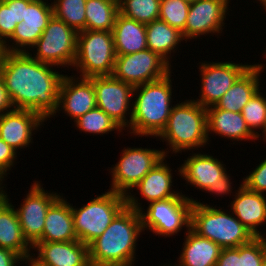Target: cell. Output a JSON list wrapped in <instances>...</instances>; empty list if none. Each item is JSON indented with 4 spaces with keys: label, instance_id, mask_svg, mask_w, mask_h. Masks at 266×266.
I'll list each match as a JSON object with an SVG mask.
<instances>
[{
    "label": "cell",
    "instance_id": "603a6c76",
    "mask_svg": "<svg viewBox=\"0 0 266 266\" xmlns=\"http://www.w3.org/2000/svg\"><path fill=\"white\" fill-rule=\"evenodd\" d=\"M207 110V136L216 134L221 138L233 141H252L257 137L250 131L241 112H229L218 109L215 105L206 108Z\"/></svg>",
    "mask_w": 266,
    "mask_h": 266
},
{
    "label": "cell",
    "instance_id": "6da1fadb",
    "mask_svg": "<svg viewBox=\"0 0 266 266\" xmlns=\"http://www.w3.org/2000/svg\"><path fill=\"white\" fill-rule=\"evenodd\" d=\"M56 67L35 60L27 52H5L0 75L14 109L31 110L50 120L57 110L64 76Z\"/></svg>",
    "mask_w": 266,
    "mask_h": 266
},
{
    "label": "cell",
    "instance_id": "7dc6e473",
    "mask_svg": "<svg viewBox=\"0 0 266 266\" xmlns=\"http://www.w3.org/2000/svg\"><path fill=\"white\" fill-rule=\"evenodd\" d=\"M255 2L263 6L264 10L266 11V0H256Z\"/></svg>",
    "mask_w": 266,
    "mask_h": 266
},
{
    "label": "cell",
    "instance_id": "f6af8a7d",
    "mask_svg": "<svg viewBox=\"0 0 266 266\" xmlns=\"http://www.w3.org/2000/svg\"><path fill=\"white\" fill-rule=\"evenodd\" d=\"M90 266H134L130 263H113V264H100V265H90Z\"/></svg>",
    "mask_w": 266,
    "mask_h": 266
},
{
    "label": "cell",
    "instance_id": "5bb4252c",
    "mask_svg": "<svg viewBox=\"0 0 266 266\" xmlns=\"http://www.w3.org/2000/svg\"><path fill=\"white\" fill-rule=\"evenodd\" d=\"M33 182L20 207L15 209L23 236L31 246L42 237L47 210L61 196L60 192L45 191L41 181Z\"/></svg>",
    "mask_w": 266,
    "mask_h": 266
},
{
    "label": "cell",
    "instance_id": "ab89813d",
    "mask_svg": "<svg viewBox=\"0 0 266 266\" xmlns=\"http://www.w3.org/2000/svg\"><path fill=\"white\" fill-rule=\"evenodd\" d=\"M216 266H241V245L222 249Z\"/></svg>",
    "mask_w": 266,
    "mask_h": 266
},
{
    "label": "cell",
    "instance_id": "8fae6325",
    "mask_svg": "<svg viewBox=\"0 0 266 266\" xmlns=\"http://www.w3.org/2000/svg\"><path fill=\"white\" fill-rule=\"evenodd\" d=\"M158 53L146 49L133 54L117 55L112 76L134 87L160 80L172 72Z\"/></svg>",
    "mask_w": 266,
    "mask_h": 266
},
{
    "label": "cell",
    "instance_id": "2e32d148",
    "mask_svg": "<svg viewBox=\"0 0 266 266\" xmlns=\"http://www.w3.org/2000/svg\"><path fill=\"white\" fill-rule=\"evenodd\" d=\"M47 1L33 0L25 8L23 21L17 24L12 36L3 44L5 52L32 53V47L41 37L53 16L52 3Z\"/></svg>",
    "mask_w": 266,
    "mask_h": 266
},
{
    "label": "cell",
    "instance_id": "f1b7e54d",
    "mask_svg": "<svg viewBox=\"0 0 266 266\" xmlns=\"http://www.w3.org/2000/svg\"><path fill=\"white\" fill-rule=\"evenodd\" d=\"M146 39L148 49L158 53L170 65L172 57L175 56L174 53L178 51L179 46H182L181 42L185 41L179 29L171 27L161 19L146 24Z\"/></svg>",
    "mask_w": 266,
    "mask_h": 266
},
{
    "label": "cell",
    "instance_id": "d590c367",
    "mask_svg": "<svg viewBox=\"0 0 266 266\" xmlns=\"http://www.w3.org/2000/svg\"><path fill=\"white\" fill-rule=\"evenodd\" d=\"M266 258V237H255L241 245V266H262Z\"/></svg>",
    "mask_w": 266,
    "mask_h": 266
},
{
    "label": "cell",
    "instance_id": "8d00e7d4",
    "mask_svg": "<svg viewBox=\"0 0 266 266\" xmlns=\"http://www.w3.org/2000/svg\"><path fill=\"white\" fill-rule=\"evenodd\" d=\"M13 0L0 1V43L4 44L14 33Z\"/></svg>",
    "mask_w": 266,
    "mask_h": 266
},
{
    "label": "cell",
    "instance_id": "f35d334b",
    "mask_svg": "<svg viewBox=\"0 0 266 266\" xmlns=\"http://www.w3.org/2000/svg\"><path fill=\"white\" fill-rule=\"evenodd\" d=\"M19 153V151L14 150L0 138V182L2 184H4L3 181L7 180L6 176L9 174L8 172L17 163V154Z\"/></svg>",
    "mask_w": 266,
    "mask_h": 266
},
{
    "label": "cell",
    "instance_id": "ba28073f",
    "mask_svg": "<svg viewBox=\"0 0 266 266\" xmlns=\"http://www.w3.org/2000/svg\"><path fill=\"white\" fill-rule=\"evenodd\" d=\"M116 56L112 31L78 32L73 69L80 77L112 76Z\"/></svg>",
    "mask_w": 266,
    "mask_h": 266
},
{
    "label": "cell",
    "instance_id": "3957f363",
    "mask_svg": "<svg viewBox=\"0 0 266 266\" xmlns=\"http://www.w3.org/2000/svg\"><path fill=\"white\" fill-rule=\"evenodd\" d=\"M171 73L134 87L131 124L126 132L138 137H157L166 127L173 108Z\"/></svg>",
    "mask_w": 266,
    "mask_h": 266
},
{
    "label": "cell",
    "instance_id": "f546056e",
    "mask_svg": "<svg viewBox=\"0 0 266 266\" xmlns=\"http://www.w3.org/2000/svg\"><path fill=\"white\" fill-rule=\"evenodd\" d=\"M118 13L117 0H86V30L112 31Z\"/></svg>",
    "mask_w": 266,
    "mask_h": 266
},
{
    "label": "cell",
    "instance_id": "cb8c5ba5",
    "mask_svg": "<svg viewBox=\"0 0 266 266\" xmlns=\"http://www.w3.org/2000/svg\"><path fill=\"white\" fill-rule=\"evenodd\" d=\"M266 64L255 63L251 65L224 94L215 105L218 109L229 112H241L259 89L260 80ZM264 69V70H263Z\"/></svg>",
    "mask_w": 266,
    "mask_h": 266
},
{
    "label": "cell",
    "instance_id": "4316f807",
    "mask_svg": "<svg viewBox=\"0 0 266 266\" xmlns=\"http://www.w3.org/2000/svg\"><path fill=\"white\" fill-rule=\"evenodd\" d=\"M185 239L177 263L162 266H216L222 248L208 238L195 233L191 228L184 233ZM179 260V261H178ZM171 264V265H170Z\"/></svg>",
    "mask_w": 266,
    "mask_h": 266
},
{
    "label": "cell",
    "instance_id": "277c9868",
    "mask_svg": "<svg viewBox=\"0 0 266 266\" xmlns=\"http://www.w3.org/2000/svg\"><path fill=\"white\" fill-rule=\"evenodd\" d=\"M181 102V103H180ZM166 142L167 149H162L164 155L199 151L208 142L207 136V110L193 99L177 100L173 106L166 127L156 137ZM168 150V151H167ZM170 150V151H169Z\"/></svg>",
    "mask_w": 266,
    "mask_h": 266
},
{
    "label": "cell",
    "instance_id": "e575fe53",
    "mask_svg": "<svg viewBox=\"0 0 266 266\" xmlns=\"http://www.w3.org/2000/svg\"><path fill=\"white\" fill-rule=\"evenodd\" d=\"M189 7L190 3L183 0H160L159 19L182 32L185 29Z\"/></svg>",
    "mask_w": 266,
    "mask_h": 266
},
{
    "label": "cell",
    "instance_id": "ac0fdd59",
    "mask_svg": "<svg viewBox=\"0 0 266 266\" xmlns=\"http://www.w3.org/2000/svg\"><path fill=\"white\" fill-rule=\"evenodd\" d=\"M32 250L31 266H90L88 245L79 240L36 242Z\"/></svg>",
    "mask_w": 266,
    "mask_h": 266
},
{
    "label": "cell",
    "instance_id": "60d3db41",
    "mask_svg": "<svg viewBox=\"0 0 266 266\" xmlns=\"http://www.w3.org/2000/svg\"><path fill=\"white\" fill-rule=\"evenodd\" d=\"M230 175V176H229ZM231 174H228V172L223 175L220 180H218V182L212 186H210L209 188H207V190L205 191L206 193H210V194H214L213 196H220L223 198V195H231V193L233 194V182H231L232 178H231ZM231 178V179H230ZM230 193V194H229Z\"/></svg>",
    "mask_w": 266,
    "mask_h": 266
},
{
    "label": "cell",
    "instance_id": "83f0119b",
    "mask_svg": "<svg viewBox=\"0 0 266 266\" xmlns=\"http://www.w3.org/2000/svg\"><path fill=\"white\" fill-rule=\"evenodd\" d=\"M116 55L133 54L148 49L146 25L118 13L112 29Z\"/></svg>",
    "mask_w": 266,
    "mask_h": 266
},
{
    "label": "cell",
    "instance_id": "4fadbf2b",
    "mask_svg": "<svg viewBox=\"0 0 266 266\" xmlns=\"http://www.w3.org/2000/svg\"><path fill=\"white\" fill-rule=\"evenodd\" d=\"M201 89L199 98L194 101L202 107L208 108L216 105L238 78L251 66L249 63L225 62H199Z\"/></svg>",
    "mask_w": 266,
    "mask_h": 266
},
{
    "label": "cell",
    "instance_id": "ee69618b",
    "mask_svg": "<svg viewBox=\"0 0 266 266\" xmlns=\"http://www.w3.org/2000/svg\"><path fill=\"white\" fill-rule=\"evenodd\" d=\"M32 1L33 0H13L14 22L18 24L23 21L25 8H27Z\"/></svg>",
    "mask_w": 266,
    "mask_h": 266
},
{
    "label": "cell",
    "instance_id": "7bdbcfd3",
    "mask_svg": "<svg viewBox=\"0 0 266 266\" xmlns=\"http://www.w3.org/2000/svg\"><path fill=\"white\" fill-rule=\"evenodd\" d=\"M13 109L14 107L5 88L4 81L0 75V115L9 112Z\"/></svg>",
    "mask_w": 266,
    "mask_h": 266
},
{
    "label": "cell",
    "instance_id": "1f68e13d",
    "mask_svg": "<svg viewBox=\"0 0 266 266\" xmlns=\"http://www.w3.org/2000/svg\"><path fill=\"white\" fill-rule=\"evenodd\" d=\"M119 13L142 24L159 19L160 0H119Z\"/></svg>",
    "mask_w": 266,
    "mask_h": 266
},
{
    "label": "cell",
    "instance_id": "7a4b0ae2",
    "mask_svg": "<svg viewBox=\"0 0 266 266\" xmlns=\"http://www.w3.org/2000/svg\"><path fill=\"white\" fill-rule=\"evenodd\" d=\"M142 232L140 212L125 206L102 235L88 245L90 265L135 264L136 246Z\"/></svg>",
    "mask_w": 266,
    "mask_h": 266
},
{
    "label": "cell",
    "instance_id": "e0dca14e",
    "mask_svg": "<svg viewBox=\"0 0 266 266\" xmlns=\"http://www.w3.org/2000/svg\"><path fill=\"white\" fill-rule=\"evenodd\" d=\"M96 107V94L92 80L65 74L59 86L57 110L51 117L54 118L62 110L70 120L75 121Z\"/></svg>",
    "mask_w": 266,
    "mask_h": 266
},
{
    "label": "cell",
    "instance_id": "d6a6232c",
    "mask_svg": "<svg viewBox=\"0 0 266 266\" xmlns=\"http://www.w3.org/2000/svg\"><path fill=\"white\" fill-rule=\"evenodd\" d=\"M53 15L77 32L86 30V0H54Z\"/></svg>",
    "mask_w": 266,
    "mask_h": 266
},
{
    "label": "cell",
    "instance_id": "d4e9b609",
    "mask_svg": "<svg viewBox=\"0 0 266 266\" xmlns=\"http://www.w3.org/2000/svg\"><path fill=\"white\" fill-rule=\"evenodd\" d=\"M61 195L47 210L43 234L37 242L78 240L74 231L71 203Z\"/></svg>",
    "mask_w": 266,
    "mask_h": 266
},
{
    "label": "cell",
    "instance_id": "816d5d0a",
    "mask_svg": "<svg viewBox=\"0 0 266 266\" xmlns=\"http://www.w3.org/2000/svg\"><path fill=\"white\" fill-rule=\"evenodd\" d=\"M262 266H266V258H265V260H264Z\"/></svg>",
    "mask_w": 266,
    "mask_h": 266
},
{
    "label": "cell",
    "instance_id": "d6986e66",
    "mask_svg": "<svg viewBox=\"0 0 266 266\" xmlns=\"http://www.w3.org/2000/svg\"><path fill=\"white\" fill-rule=\"evenodd\" d=\"M45 122L37 112L13 109L0 115V138L16 151L27 148L33 143V134Z\"/></svg>",
    "mask_w": 266,
    "mask_h": 266
},
{
    "label": "cell",
    "instance_id": "9c48e42d",
    "mask_svg": "<svg viewBox=\"0 0 266 266\" xmlns=\"http://www.w3.org/2000/svg\"><path fill=\"white\" fill-rule=\"evenodd\" d=\"M77 35L78 32L74 28L53 15L41 37L32 47L33 54H29L40 62L57 68L62 66L71 69L76 58Z\"/></svg>",
    "mask_w": 266,
    "mask_h": 266
},
{
    "label": "cell",
    "instance_id": "f5cc1de1",
    "mask_svg": "<svg viewBox=\"0 0 266 266\" xmlns=\"http://www.w3.org/2000/svg\"><path fill=\"white\" fill-rule=\"evenodd\" d=\"M264 55H263V57L265 56V58H266V48H265V50H264V53H263Z\"/></svg>",
    "mask_w": 266,
    "mask_h": 266
},
{
    "label": "cell",
    "instance_id": "5b68a950",
    "mask_svg": "<svg viewBox=\"0 0 266 266\" xmlns=\"http://www.w3.org/2000/svg\"><path fill=\"white\" fill-rule=\"evenodd\" d=\"M185 195L181 192L177 197L152 201L146 210L136 194L128 193L125 197L126 206L140 212L143 232L149 230L166 238L181 232L183 227L190 228L191 208L196 199Z\"/></svg>",
    "mask_w": 266,
    "mask_h": 266
},
{
    "label": "cell",
    "instance_id": "52a82bcc",
    "mask_svg": "<svg viewBox=\"0 0 266 266\" xmlns=\"http://www.w3.org/2000/svg\"><path fill=\"white\" fill-rule=\"evenodd\" d=\"M107 190L82 207L76 208L71 204L75 234L86 245L101 236L114 217L126 206L125 195Z\"/></svg>",
    "mask_w": 266,
    "mask_h": 266
},
{
    "label": "cell",
    "instance_id": "f907efd6",
    "mask_svg": "<svg viewBox=\"0 0 266 266\" xmlns=\"http://www.w3.org/2000/svg\"><path fill=\"white\" fill-rule=\"evenodd\" d=\"M3 184L0 182V195L2 194Z\"/></svg>",
    "mask_w": 266,
    "mask_h": 266
},
{
    "label": "cell",
    "instance_id": "bcb514c9",
    "mask_svg": "<svg viewBox=\"0 0 266 266\" xmlns=\"http://www.w3.org/2000/svg\"><path fill=\"white\" fill-rule=\"evenodd\" d=\"M4 53H5L4 45L0 43V67H1V62L3 59Z\"/></svg>",
    "mask_w": 266,
    "mask_h": 266
},
{
    "label": "cell",
    "instance_id": "836d02e7",
    "mask_svg": "<svg viewBox=\"0 0 266 266\" xmlns=\"http://www.w3.org/2000/svg\"><path fill=\"white\" fill-rule=\"evenodd\" d=\"M260 90L255 93L241 111L248 128L258 140L261 139V133L259 134L257 131L264 129L266 120V96Z\"/></svg>",
    "mask_w": 266,
    "mask_h": 266
},
{
    "label": "cell",
    "instance_id": "c3c4849f",
    "mask_svg": "<svg viewBox=\"0 0 266 266\" xmlns=\"http://www.w3.org/2000/svg\"><path fill=\"white\" fill-rule=\"evenodd\" d=\"M262 138H263V142H266V120H265V124H264V129L262 131Z\"/></svg>",
    "mask_w": 266,
    "mask_h": 266
},
{
    "label": "cell",
    "instance_id": "74e56055",
    "mask_svg": "<svg viewBox=\"0 0 266 266\" xmlns=\"http://www.w3.org/2000/svg\"><path fill=\"white\" fill-rule=\"evenodd\" d=\"M242 183L252 191L266 194V157L243 178Z\"/></svg>",
    "mask_w": 266,
    "mask_h": 266
},
{
    "label": "cell",
    "instance_id": "b9f144b4",
    "mask_svg": "<svg viewBox=\"0 0 266 266\" xmlns=\"http://www.w3.org/2000/svg\"><path fill=\"white\" fill-rule=\"evenodd\" d=\"M22 263L26 264L17 253L0 247V266H18Z\"/></svg>",
    "mask_w": 266,
    "mask_h": 266
},
{
    "label": "cell",
    "instance_id": "9a60e30c",
    "mask_svg": "<svg viewBox=\"0 0 266 266\" xmlns=\"http://www.w3.org/2000/svg\"><path fill=\"white\" fill-rule=\"evenodd\" d=\"M231 0H197L190 4L185 29L182 31L185 43L200 36L220 35L229 15V4ZM224 26V27H223ZM199 37V38H198Z\"/></svg>",
    "mask_w": 266,
    "mask_h": 266
},
{
    "label": "cell",
    "instance_id": "44dd1931",
    "mask_svg": "<svg viewBox=\"0 0 266 266\" xmlns=\"http://www.w3.org/2000/svg\"><path fill=\"white\" fill-rule=\"evenodd\" d=\"M237 189L235 195H232L234 200L229 205L231 212L254 237H266L265 231L263 234L259 230L266 224V195L248 189L243 183Z\"/></svg>",
    "mask_w": 266,
    "mask_h": 266
},
{
    "label": "cell",
    "instance_id": "8992f818",
    "mask_svg": "<svg viewBox=\"0 0 266 266\" xmlns=\"http://www.w3.org/2000/svg\"><path fill=\"white\" fill-rule=\"evenodd\" d=\"M190 228L222 249L236 248L255 238L229 209L213 207L195 200L191 208Z\"/></svg>",
    "mask_w": 266,
    "mask_h": 266
},
{
    "label": "cell",
    "instance_id": "ffe728a7",
    "mask_svg": "<svg viewBox=\"0 0 266 266\" xmlns=\"http://www.w3.org/2000/svg\"><path fill=\"white\" fill-rule=\"evenodd\" d=\"M190 154L175 172H178L177 175L195 189L206 191L227 173L226 165L219 158L204 152L192 151Z\"/></svg>",
    "mask_w": 266,
    "mask_h": 266
},
{
    "label": "cell",
    "instance_id": "4dcf8cb0",
    "mask_svg": "<svg viewBox=\"0 0 266 266\" xmlns=\"http://www.w3.org/2000/svg\"><path fill=\"white\" fill-rule=\"evenodd\" d=\"M74 127L77 128L81 133L85 132V134H93V135H104L108 133H112V131H117L118 135L122 133L124 130L103 110L96 107L86 114L79 117L74 121Z\"/></svg>",
    "mask_w": 266,
    "mask_h": 266
},
{
    "label": "cell",
    "instance_id": "681fc988",
    "mask_svg": "<svg viewBox=\"0 0 266 266\" xmlns=\"http://www.w3.org/2000/svg\"><path fill=\"white\" fill-rule=\"evenodd\" d=\"M183 1H186V2H188V3H193V2H196L197 0H183Z\"/></svg>",
    "mask_w": 266,
    "mask_h": 266
},
{
    "label": "cell",
    "instance_id": "7402d4cb",
    "mask_svg": "<svg viewBox=\"0 0 266 266\" xmlns=\"http://www.w3.org/2000/svg\"><path fill=\"white\" fill-rule=\"evenodd\" d=\"M0 195V247L17 253L26 263H29L32 255V246L24 238L20 222L15 211V206L4 190Z\"/></svg>",
    "mask_w": 266,
    "mask_h": 266
},
{
    "label": "cell",
    "instance_id": "30bf717a",
    "mask_svg": "<svg viewBox=\"0 0 266 266\" xmlns=\"http://www.w3.org/2000/svg\"><path fill=\"white\" fill-rule=\"evenodd\" d=\"M164 157L159 148L124 147L120 160L108 169L112 178L109 190L126 196Z\"/></svg>",
    "mask_w": 266,
    "mask_h": 266
},
{
    "label": "cell",
    "instance_id": "7c38bea8",
    "mask_svg": "<svg viewBox=\"0 0 266 266\" xmlns=\"http://www.w3.org/2000/svg\"><path fill=\"white\" fill-rule=\"evenodd\" d=\"M90 79L95 89L97 107L126 131L131 124L134 86L113 76Z\"/></svg>",
    "mask_w": 266,
    "mask_h": 266
},
{
    "label": "cell",
    "instance_id": "484cf974",
    "mask_svg": "<svg viewBox=\"0 0 266 266\" xmlns=\"http://www.w3.org/2000/svg\"><path fill=\"white\" fill-rule=\"evenodd\" d=\"M166 158L165 156L157 163L129 193L137 190L138 195L141 194L139 196H142V199L148 203L177 197L181 191L172 188L174 175Z\"/></svg>",
    "mask_w": 266,
    "mask_h": 266
}]
</instances>
